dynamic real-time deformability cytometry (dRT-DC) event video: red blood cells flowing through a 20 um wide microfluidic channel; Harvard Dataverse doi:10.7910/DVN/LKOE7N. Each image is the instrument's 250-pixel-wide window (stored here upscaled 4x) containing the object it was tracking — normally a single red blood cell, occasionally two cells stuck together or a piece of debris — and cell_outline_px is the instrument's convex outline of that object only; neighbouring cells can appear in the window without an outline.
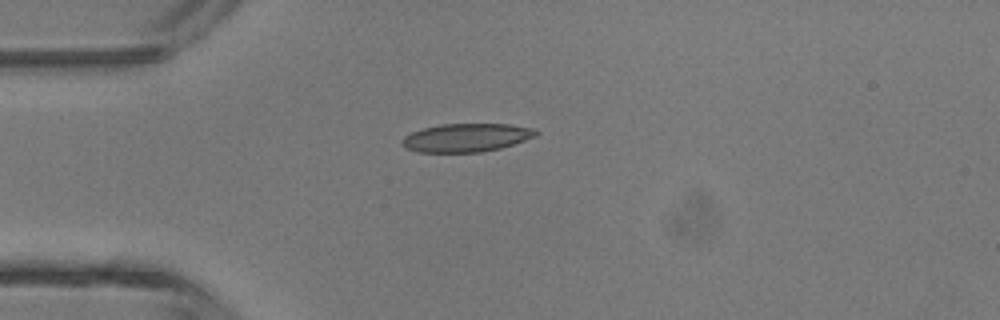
{"species": "common noctule bat (a hibernating species)", "species_latin": "Nyctalus noctula", "temperature_condition": "room temperature", "stored_images_in_passage": 2, "camera_frame_rate_fps": 3000, "um_per_image_px": 0.085, "animal": {"sex": "male", "body_mass_g": 13.3}, "frame": {"image": 1, "passage_image": 1, "time_ms": 0.0, "image_size_px": [1000, 320], "cell_outline_px": [[540, 132], [536, 136], [500, 148], [480, 152], [420, 152], [404, 148], [400, 144], [400, 140], [404, 136], [412, 132], [424, 128], [440, 124], [508, 124], [536, 128]], "centroid_in_image_um": [39.62, 11.69], "position_along_channel_um": 45.4, "area_um2": 22.2}}